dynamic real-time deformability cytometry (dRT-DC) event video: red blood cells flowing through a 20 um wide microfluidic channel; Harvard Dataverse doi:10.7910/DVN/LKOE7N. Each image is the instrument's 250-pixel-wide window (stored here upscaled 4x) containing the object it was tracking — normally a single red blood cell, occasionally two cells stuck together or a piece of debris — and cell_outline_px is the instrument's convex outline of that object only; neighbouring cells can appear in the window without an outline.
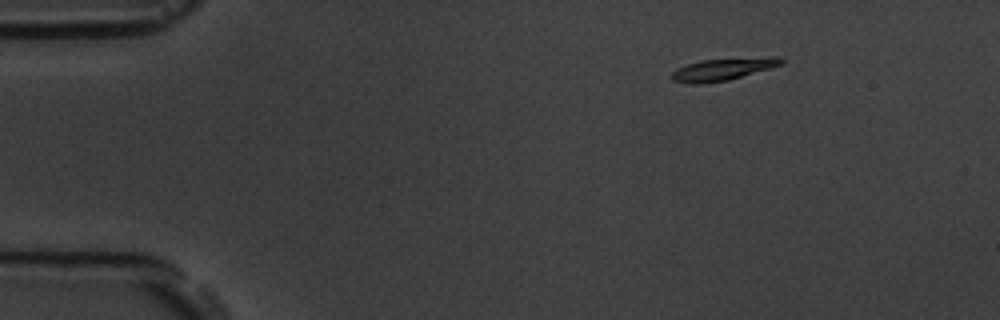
{"species": "common noctule bat (a hibernating species)", "species_latin": "Nyctalus noctula", "temperature_condition": "room temperature", "stored_images_in_passage": 5, "camera_frame_rate_fps": 3000, "um_per_image_px": 0.085, "animal": {"sex": "male", "body_mass_g": 19.5, "forearm_length_mm": 54.6}, "frame": {"image": 1, "passage_image": 3, "time_ms": 2.333, "image_size_px": [1000, 320], "cell_outline_px": [[784, 64], [772, 68], [728, 80], [700, 84], [692, 84], [672, 80], [668, 76], [676, 68], [700, 60], [772, 56], [780, 56], [784, 60]], "centroid_in_image_um": [61.47, 5.88], "position_along_channel_um": 23.5, "area_um2": 14.45}}
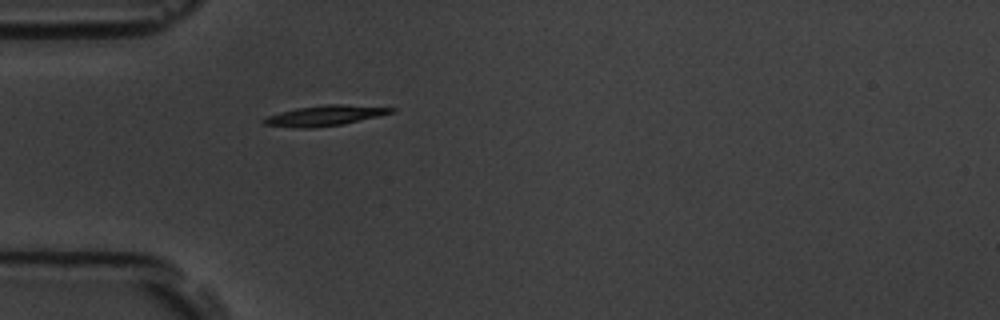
{"frame": {"image": 2, "passage_image": 5, "time_ms": 5.333, "image_size_px": [1000, 320], "cell_outline_px": [[396, 112], [344, 124], [312, 128], [296, 128], [264, 124], [260, 120], [268, 116], [280, 112], [296, 108], [328, 104], [344, 104], [396, 108]], "centroid_in_image_um": [27.63, 9.82], "position_along_channel_um": 57.4, "area_um2": 15.14}}